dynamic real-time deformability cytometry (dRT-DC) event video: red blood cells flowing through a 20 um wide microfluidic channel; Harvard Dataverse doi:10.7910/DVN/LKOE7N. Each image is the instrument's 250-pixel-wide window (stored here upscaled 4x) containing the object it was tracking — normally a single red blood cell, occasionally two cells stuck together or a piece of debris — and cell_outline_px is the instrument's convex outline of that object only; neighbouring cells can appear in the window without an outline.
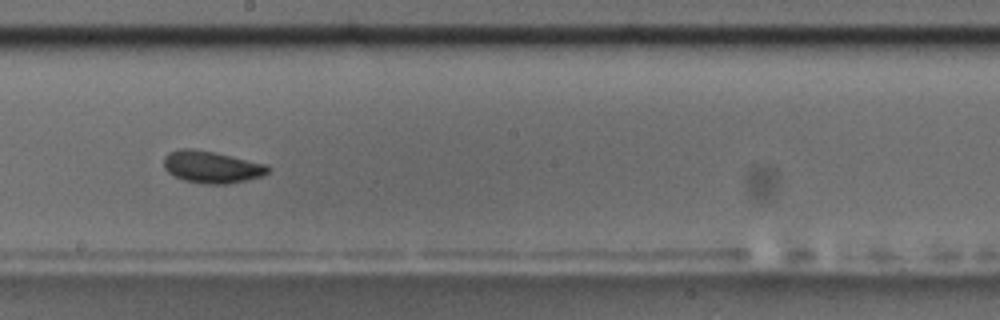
{"species": "common noctule bat (a hibernating species)", "species_latin": "Nyctalus noctula", "temperature_condition": "room temperature", "stored_images_in_passage": 23, "camera_frame_rate_fps": 3000, "um_per_image_px": 0.085, "animal": {"sex": "male", "body_mass_g": 17.5, "forearm_length_mm": 52.3}, "frame": {"image": 1, "passage_image": 17, "time_ms": 5.333, "image_size_px": [1000, 320], "cell_outline_px": [[272, 168], [268, 172], [260, 176], [244, 180], [224, 184], [204, 184], [184, 180], [168, 172], [164, 168], [164, 156], [168, 152], [180, 148], [192, 148], [216, 152], [268, 164]], "centroid_in_image_um": [17.99, 14.17], "position_along_channel_um": 230.2, "area_um2": 19.54}}
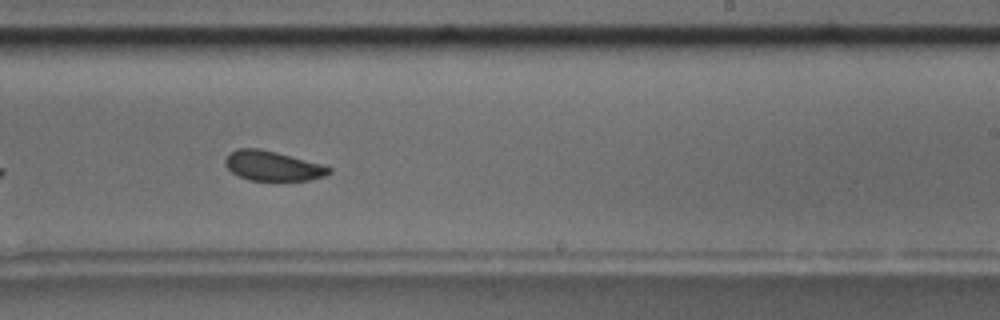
{"frame": {"image": 2, "passage_image": 20, "time_ms": 6.333, "image_size_px": [1000, 320], "cell_outline_px": [[332, 172], [324, 176], [308, 180], [248, 180], [232, 172], [224, 164], [224, 160], [228, 152], [236, 148], [260, 148], [276, 152], [320, 164], [332, 168]], "centroid_in_image_um": [23.12, 14.09], "position_along_channel_um": 265.9, "area_um2": 17.92}}